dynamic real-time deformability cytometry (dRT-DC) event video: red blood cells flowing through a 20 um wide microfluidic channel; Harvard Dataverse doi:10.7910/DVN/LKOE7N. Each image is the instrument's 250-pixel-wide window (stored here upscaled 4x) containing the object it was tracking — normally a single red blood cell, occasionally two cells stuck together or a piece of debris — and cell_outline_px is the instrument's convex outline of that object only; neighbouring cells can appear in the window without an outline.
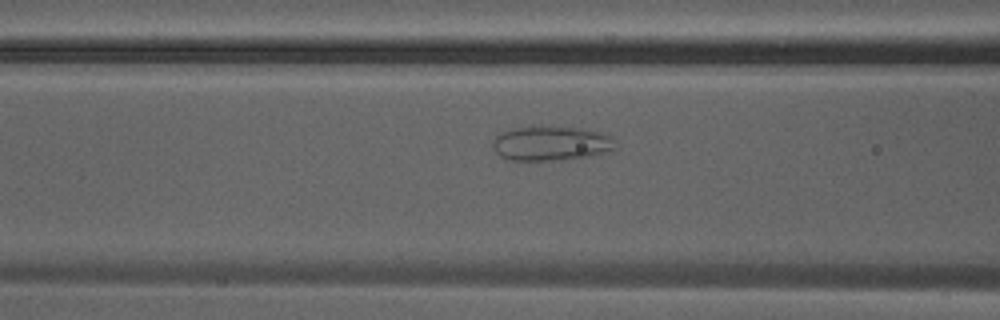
{"species": "Egyptian fruit bat (a non-hibernating species)", "species_latin": "Rousettus aegyptiacus", "temperature_condition": "warm", "stored_images_in_passage": 29, "camera_frame_rate_fps": 3000, "um_per_image_px": 0.085, "animal": {"sex": "male"}, "frame": {"image": 1, "passage_image": 5, "time_ms": 1.333, "image_size_px": [1000, 320], "cell_outline_px": [[616, 148], [612, 152], [564, 160], [512, 160], [500, 156], [492, 148], [492, 144], [496, 136], [500, 132], [516, 128], [580, 128], [608, 132], [612, 136]], "centroid_in_image_um": [46.92, 12.21], "position_along_channel_um": 119.7, "area_um2": 24.62}}
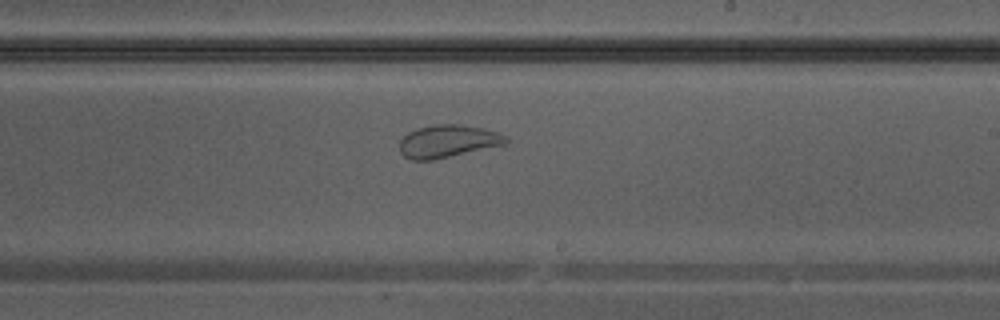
{"frame": {"image": 2, "passage_image": 13, "time_ms": 4.0, "image_size_px": [1000, 320], "cell_outline_px": [[508, 140], [504, 144], [432, 160], [412, 160], [404, 156], [400, 152], [400, 140], [408, 132], [416, 128], [436, 124], [460, 124], [484, 128], [508, 136]], "centroid_in_image_um": [38.04, 11.99], "position_along_channel_um": 251.0, "area_um2": 20.06}}
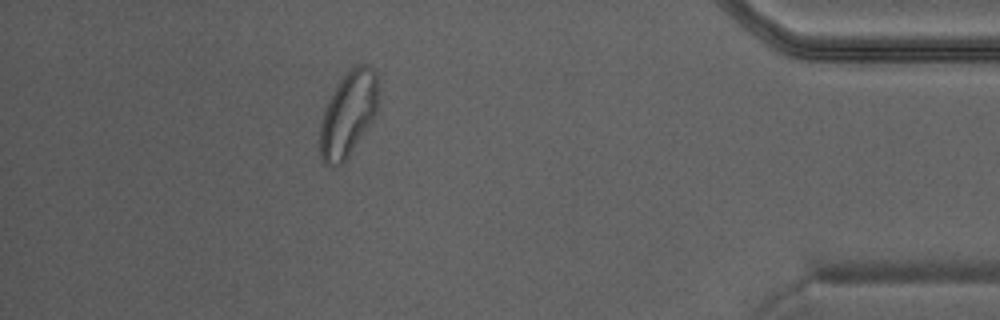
{"frame": {"image": 3, "passage_image": 25, "time_ms": 8.0, "image_size_px": [1000, 320], "cell_outline_px": [[376, 112], [372, 120], [344, 164], [336, 168], [332, 168], [320, 156], [320, 124], [328, 100], [340, 76], [356, 64], [364, 64], [372, 68], [376, 72]], "centroid_in_image_um": [29.56, 9.7], "position_along_channel_um": 405.6, "area_um2": 28.84}}